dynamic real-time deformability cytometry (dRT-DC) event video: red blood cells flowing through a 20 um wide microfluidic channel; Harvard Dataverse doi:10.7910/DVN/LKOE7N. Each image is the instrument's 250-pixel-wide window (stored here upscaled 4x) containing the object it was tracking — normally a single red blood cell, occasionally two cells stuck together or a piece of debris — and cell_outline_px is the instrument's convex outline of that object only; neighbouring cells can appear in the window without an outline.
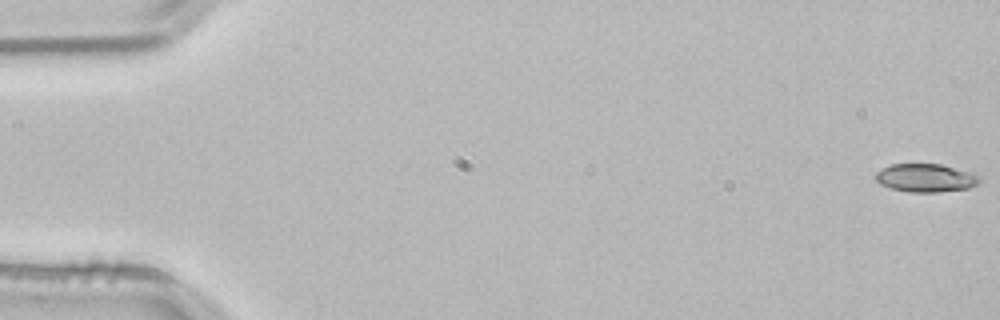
{"species": "common noctule bat (a hibernating species)", "species_latin": "Nyctalus noctula", "temperature_condition": "room temperature", "stored_images_in_passage": 54, "camera_frame_rate_fps": 3000, "um_per_image_px": 0.085, "animal": {"sex": "male", "body_mass_g": 21.5, "forearm_length_mm": 52.0}, "frame": {"image": 1, "passage_image": 1, "time_ms": 0.0, "image_size_px": [1000, 320], "cell_outline_px": [[980, 180], [976, 184], [968, 188], [936, 192], [908, 192], [892, 188], [880, 184], [872, 176], [880, 168], [892, 164], [940, 164], [972, 172]], "centroid_in_image_um": [78.61, 15.11], "position_along_channel_um": 6.4, "area_um2": 17.05}}
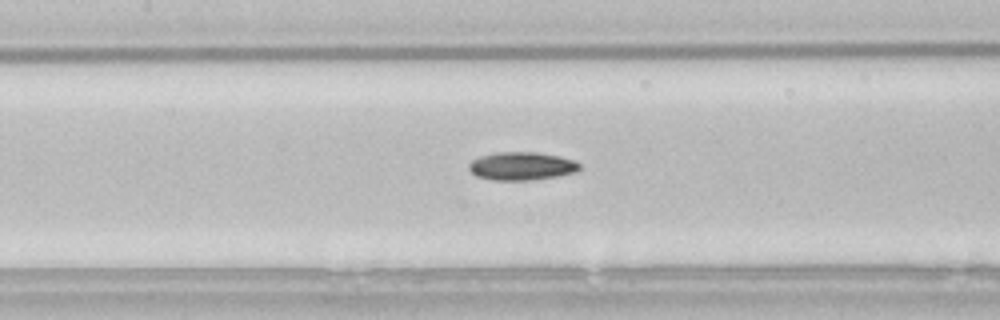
{"frame": {"image": 2, "passage_image": 25, "time_ms": 8.0, "image_size_px": [1000, 320], "cell_outline_px": [[580, 168], [576, 172], [556, 176], [528, 180], [492, 180], [476, 176], [468, 168], [468, 164], [472, 160], [480, 156], [496, 152], [536, 152], [560, 156], [576, 160], [580, 164]], "centroid_in_image_um": [44.34, 14.11], "position_along_channel_um": 163.1, "area_um2": 18.21}}
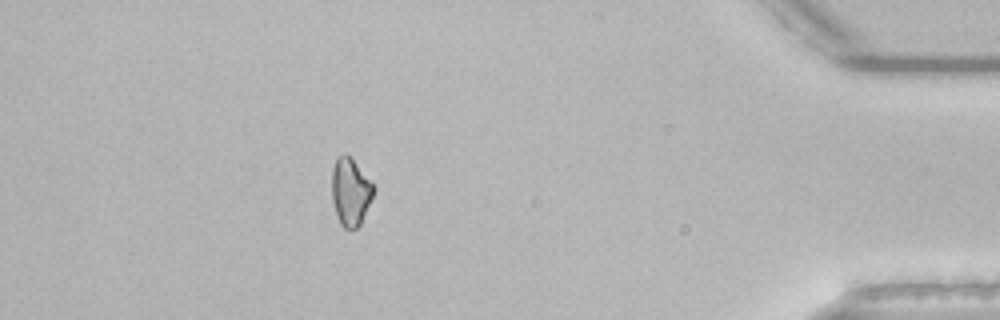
{"frame": {"image": 3, "passage_image": 48, "time_ms": 15.667, "image_size_px": [1000, 320], "cell_outline_px": [[376, 188], [360, 224], [356, 228], [344, 228], [340, 224], [336, 216], [332, 200], [332, 168], [336, 156], [344, 152], [352, 156]], "centroid_in_image_um": [29.77, 16.24], "position_along_channel_um": 405.4, "area_um2": 16.7}}